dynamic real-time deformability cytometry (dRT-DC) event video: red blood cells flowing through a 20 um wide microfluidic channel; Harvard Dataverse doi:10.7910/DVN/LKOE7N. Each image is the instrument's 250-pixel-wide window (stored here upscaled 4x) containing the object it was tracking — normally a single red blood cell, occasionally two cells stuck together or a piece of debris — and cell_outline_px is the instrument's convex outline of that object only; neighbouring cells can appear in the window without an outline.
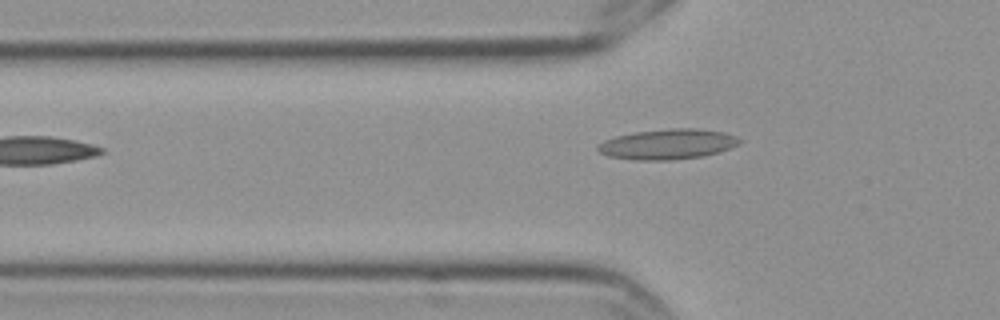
{"species": "Egyptian fruit bat (a non-hibernating species)", "species_latin": "Rousettus aegyptiacus", "temperature_condition": "cold", "stored_images_in_passage": 4, "camera_frame_rate_fps": 3000, "um_per_image_px": 0.085, "frame": {"image": 1, "passage_image": 4, "time_ms": 1.0, "image_size_px": [1000, 320], "cell_outline_px": [[740, 144], [704, 156], [672, 160], [636, 160], [608, 156], [600, 152], [596, 148], [596, 144], [604, 140], [616, 136], [632, 132], [668, 128], [700, 128], [724, 132], [736, 136], [740, 140]], "centroid_in_image_um": [56.72, 12.24], "position_along_channel_um": 69.1, "area_um2": 25.14}}